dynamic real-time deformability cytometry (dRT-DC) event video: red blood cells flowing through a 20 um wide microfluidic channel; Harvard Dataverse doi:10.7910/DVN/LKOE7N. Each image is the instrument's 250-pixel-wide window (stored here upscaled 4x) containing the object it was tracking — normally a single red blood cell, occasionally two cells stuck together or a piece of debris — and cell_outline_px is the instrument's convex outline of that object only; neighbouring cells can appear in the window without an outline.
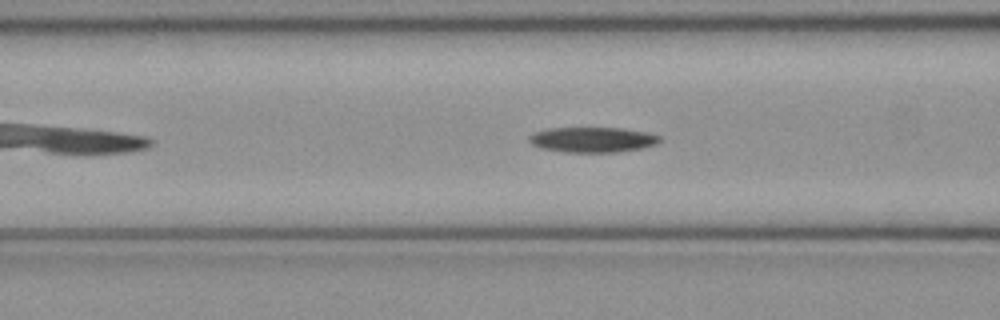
{"species": "common noctule bat (a hibernating species)", "species_latin": "Nyctalus noctula", "temperature_condition": "cold", "stored_images_in_passage": 42, "camera_frame_rate_fps": 3000, "um_per_image_px": 0.085, "animal": {"sex": "female", "body_mass_g": 21.9}, "frame": {"image": 1, "passage_image": 10, "time_ms": 3.0, "image_size_px": [1000, 320], "cell_outline_px": [[660, 140], [656, 144], [644, 148], [616, 152], [564, 152], [544, 148], [532, 144], [528, 140], [528, 136], [532, 132], [548, 128], [624, 128], [648, 132], [660, 136]], "centroid_in_image_um": [50.37, 11.86], "position_along_channel_um": 116.2, "area_um2": 19.31}}
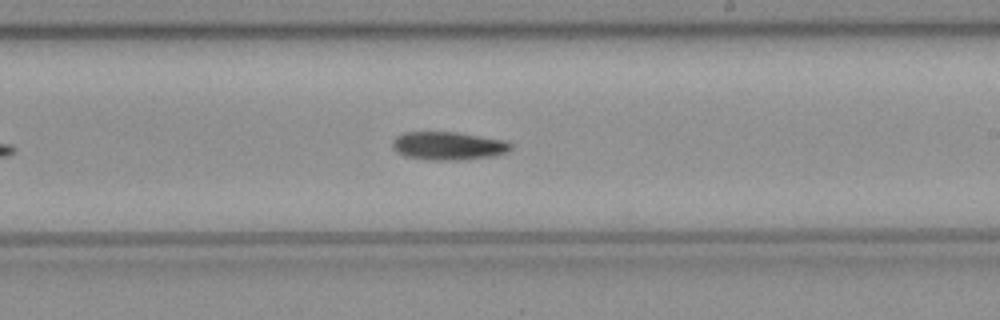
{"frame": {"image": 2, "passage_image": 20, "time_ms": 6.333, "image_size_px": [1000, 320], "cell_outline_px": [[512, 148], [508, 152], [496, 156], [464, 160], [424, 160], [404, 156], [396, 152], [392, 148], [392, 140], [396, 136], [404, 132], [456, 132], [504, 140], [512, 144]], "centroid_in_image_um": [38.09, 12.41], "position_along_channel_um": 250.9, "area_um2": 19.83}}
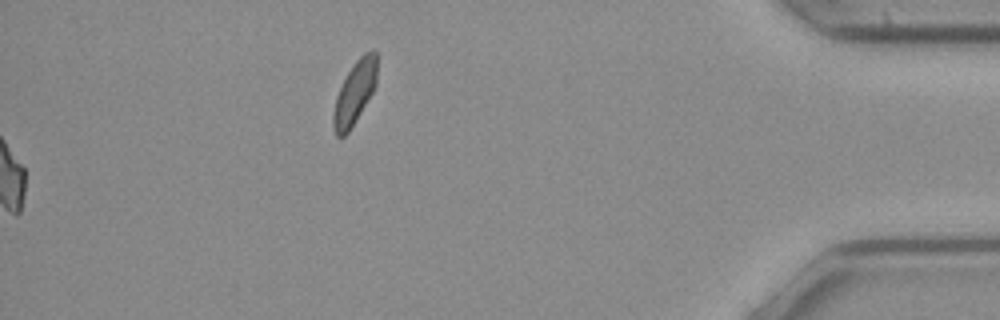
{"frame": {"image": 3, "passage_image": 42, "time_ms": 13.667, "image_size_px": [1000, 320], "cell_outline_px": [[376, 84], [372, 92], [348, 132], [344, 136], [336, 136], [332, 128], [332, 116], [336, 96], [348, 72], [356, 60], [364, 52], [372, 48], [376, 48]], "centroid_in_image_um": [30.13, 7.86], "position_along_channel_um": 405.1, "area_um2": 15.84}}